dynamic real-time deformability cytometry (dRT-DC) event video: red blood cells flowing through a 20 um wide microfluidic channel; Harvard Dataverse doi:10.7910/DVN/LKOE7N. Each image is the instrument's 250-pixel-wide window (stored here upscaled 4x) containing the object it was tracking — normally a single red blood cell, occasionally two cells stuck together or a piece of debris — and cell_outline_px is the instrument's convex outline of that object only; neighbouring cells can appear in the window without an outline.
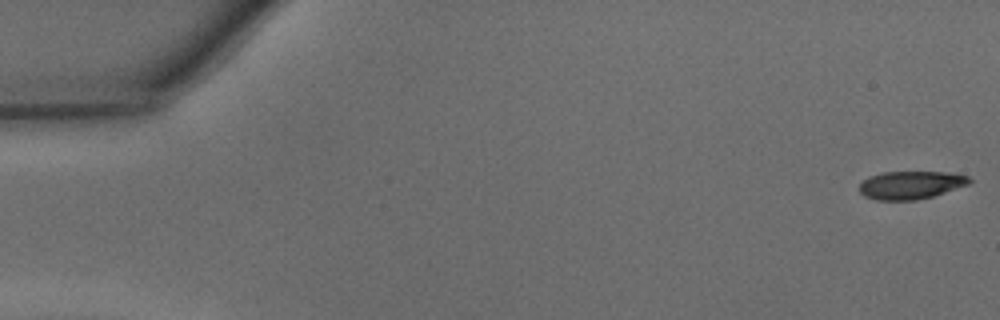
{"species": "common noctule bat (a hibernating species)", "species_latin": "Nyctalus noctula", "temperature_condition": "warm", "stored_images_in_passage": 47, "camera_frame_rate_fps": 3000, "um_per_image_px": 0.085, "animal": {"sex": "male", "body_mass_g": 15.6}, "frame": {"image": 1, "passage_image": 1, "time_ms": 0.0, "image_size_px": [1000, 320], "cell_outline_px": [[972, 180], [968, 184], [932, 196], [916, 200], [876, 200], [864, 196], [860, 192], [860, 184], [868, 176], [884, 172], [948, 172], [968, 176]], "centroid_in_image_um": [77.39, 15.72], "position_along_channel_um": 7.6, "area_um2": 17.8}}
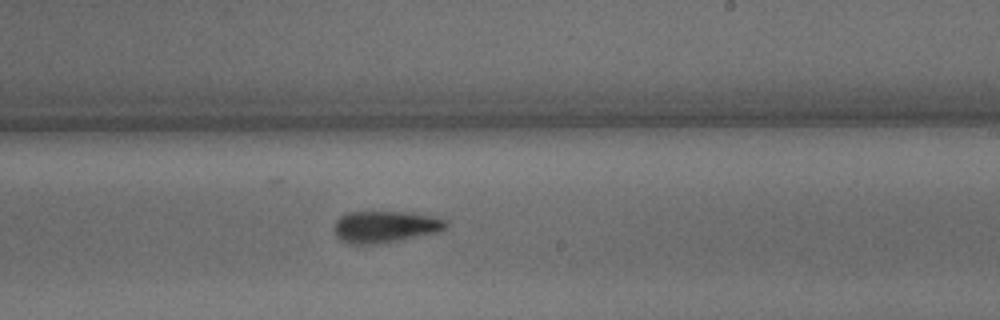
{"frame": {"image": 2, "passage_image": 28, "time_ms": 9.0, "image_size_px": [1000, 320], "cell_outline_px": [[448, 228], [436, 232], [400, 240], [380, 244], [348, 244], [340, 240], [336, 236], [332, 228], [336, 220], [340, 216], [348, 212], [408, 212], [432, 216], [448, 220]], "centroid_in_image_um": [32.71, 19.28], "position_along_channel_um": 256.3, "area_um2": 20.92}}
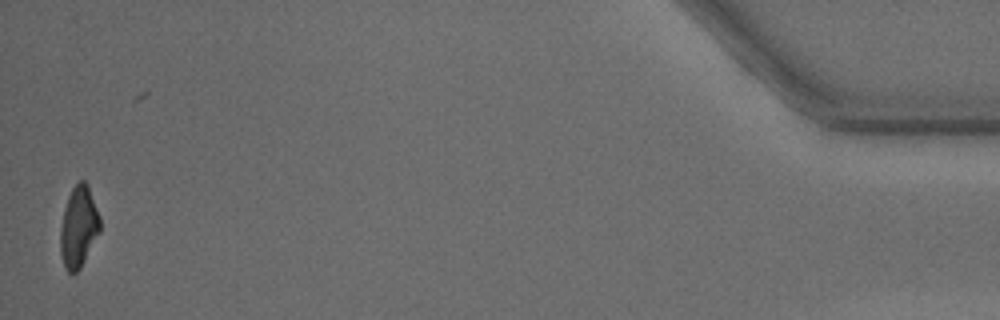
{"frame": {"image": 3, "passage_image": 46, "time_ms": 15.0, "image_size_px": [1000, 320], "cell_outline_px": [[100, 232], [80, 268], [76, 272], [68, 272], [64, 268], [60, 252], [60, 228], [64, 208], [68, 196], [72, 188], [80, 180], [84, 180], [88, 184], [100, 216]], "centroid_in_image_um": [6.68, 19.27], "position_along_channel_um": 428.5, "area_um2": 18.84}, "authors_computed_cell_mechanics": {"area_um2": 19.7098, "velocity_mm_per_s": 4.3795, "shape_relaxation_time_tau1_ms": 4.9259, "shape_relaxation_time_tau2_ms": 4.8878, "deformation_change_tau1": 0.1931, "deformation_change_tau2": 0.163}}